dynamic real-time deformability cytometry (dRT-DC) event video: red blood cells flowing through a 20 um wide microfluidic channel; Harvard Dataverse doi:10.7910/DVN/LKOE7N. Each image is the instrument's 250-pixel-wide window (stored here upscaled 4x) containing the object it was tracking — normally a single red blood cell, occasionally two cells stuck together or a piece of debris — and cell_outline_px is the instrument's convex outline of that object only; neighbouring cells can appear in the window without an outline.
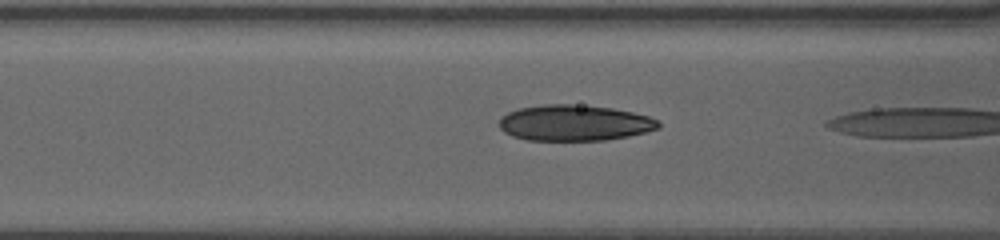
{"species": "human", "species_latin": "Homo sapiens", "temperature_condition": "warm", "stored_images_in_passage": 22, "camera_frame_rate_fps": 3000, "um_per_image_px": 0.085, "donor": {"sex": "female"}, "frame": {"image": 1, "passage_image": 21, "time_ms": 6.667, "image_size_px": [1000, 240], "cell_outline_px": [[660, 128], [628, 136], [604, 140], [528, 140], [512, 136], [504, 132], [500, 128], [500, 116], [508, 112], [520, 108], [544, 104], [572, 104], [612, 108], [632, 112], [648, 116], [656, 120], [660, 124]], "centroid_in_image_um": [48.8, 10.44], "position_along_channel_um": 117.8, "area_um2": 33.18}}